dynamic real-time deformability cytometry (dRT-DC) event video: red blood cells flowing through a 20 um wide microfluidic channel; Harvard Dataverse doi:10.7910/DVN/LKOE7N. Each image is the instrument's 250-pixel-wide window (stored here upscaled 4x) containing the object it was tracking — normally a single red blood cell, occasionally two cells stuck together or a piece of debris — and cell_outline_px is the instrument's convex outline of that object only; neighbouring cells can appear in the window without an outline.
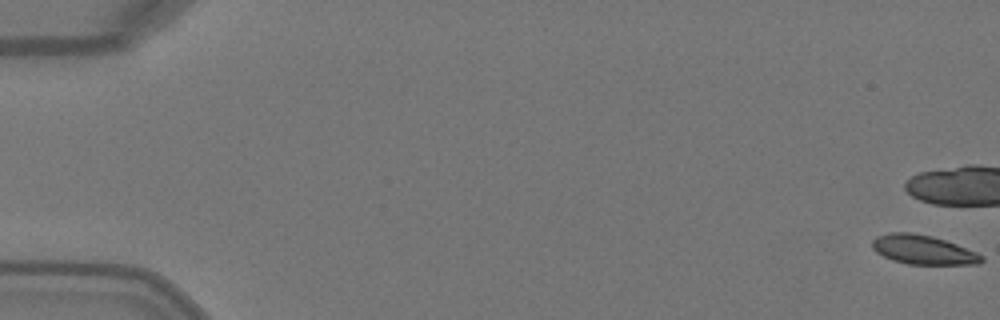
{"species": "Egyptian fruit bat (a non-hibernating species)", "species_latin": "Rousettus aegyptiacus", "temperature_condition": "warm", "stored_images_in_passage": 11, "camera_frame_rate_fps": 3000, "um_per_image_px": 0.085, "animal": {"sex": "female"}, "frame": {"image": 1, "passage_image": 1, "time_ms": 0.0, "image_size_px": [1000, 320], "cell_outline_px": [[984, 260], [980, 264], [908, 264], [892, 260], [876, 252], [872, 248], [872, 240], [876, 236], [888, 232], [912, 232], [932, 236], [956, 244], [976, 252], [984, 256]], "centroid_in_image_um": [78.45, 21.22], "position_along_channel_um": 6.6, "area_um2": 18.67}}